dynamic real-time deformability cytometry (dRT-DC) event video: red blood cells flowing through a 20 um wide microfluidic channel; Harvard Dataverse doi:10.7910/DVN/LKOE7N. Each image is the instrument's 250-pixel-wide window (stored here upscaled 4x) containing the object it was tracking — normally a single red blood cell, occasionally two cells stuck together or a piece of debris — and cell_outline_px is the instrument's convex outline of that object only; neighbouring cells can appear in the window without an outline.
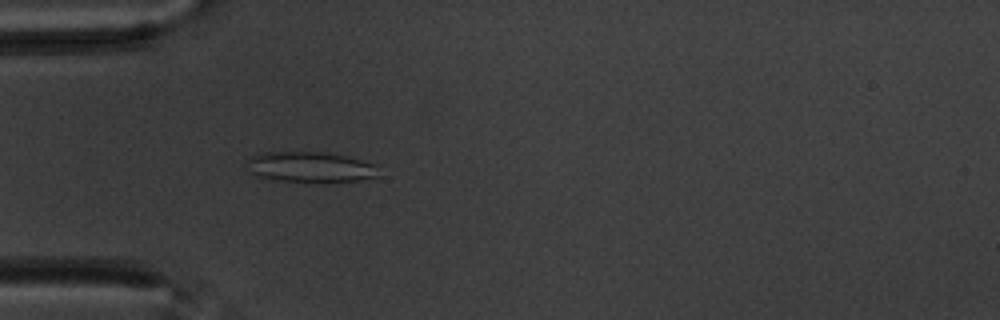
{"species": "common noctule bat (a hibernating species)", "species_latin": "Nyctalus noctula", "temperature_condition": "warm", "stored_images_in_passage": 44, "camera_frame_rate_fps": 3000, "um_per_image_px": 0.085, "animal": {"sex": "male", "body_mass_g": 20.1, "forearm_length_mm": 53.5}, "frame": {"image": 1, "passage_image": 4, "time_ms": 1.0, "image_size_px": [1000, 320], "cell_outline_px": [[380, 176], [360, 180], [272, 180], [256, 176], [244, 168], [244, 164], [248, 156], [264, 152], [324, 152], [344, 156], [380, 164]], "centroid_in_image_um": [26.34, 14.17], "position_along_channel_um": 58.7, "area_um2": 23.47}}
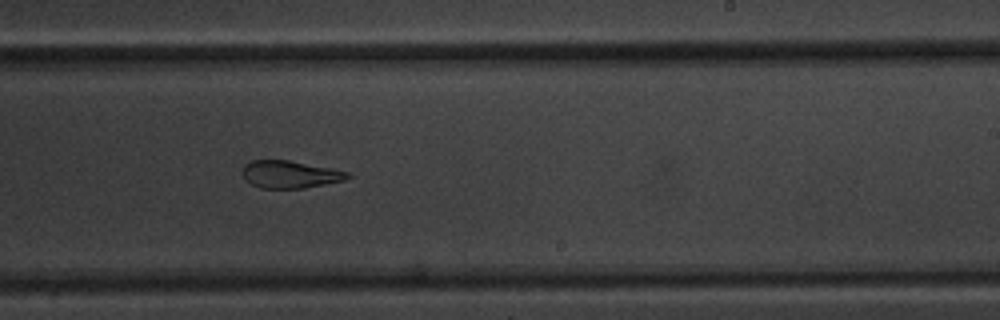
{"frame": {"image": 2, "passage_image": 22, "time_ms": 7.0, "image_size_px": [1000, 320], "cell_outline_px": [[352, 176], [344, 180], [304, 188], [260, 188], [244, 180], [240, 172], [244, 164], [252, 160], [288, 160], [332, 168], [348, 172]], "centroid_in_image_um": [24.6, 14.82], "position_along_channel_um": 264.4, "area_um2": 16.94}}
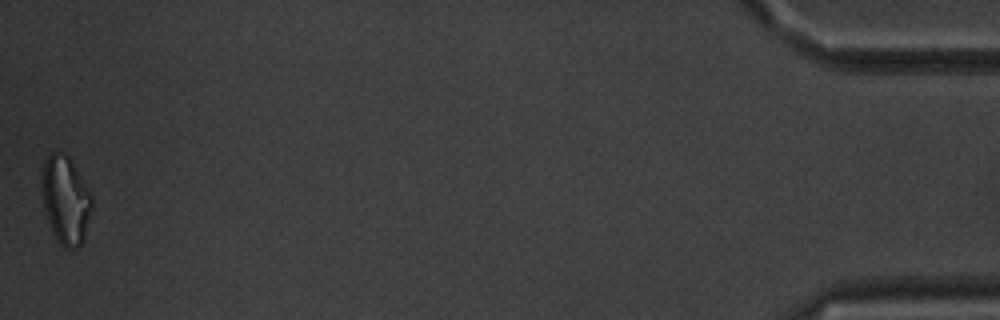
{"frame": {"image": 3, "passage_image": 44, "time_ms": 14.333, "image_size_px": [1000, 320], "cell_outline_px": [[92, 208], [84, 240], [80, 248], [64, 248], [56, 240], [52, 232], [44, 208], [44, 160], [52, 152], [56, 152], [68, 156], [92, 196]], "centroid_in_image_um": [5.62, 17.09], "position_along_channel_um": 429.6, "area_um2": 25.03}, "authors_computed_cell_mechanics": {"area_um2": 19.1029, "velocity_mm_per_s": 3.497, "shape_relaxation_time_tau1_ms": null, "shape_relaxation_time_tau2_ms": 3.1012, "deformation_change_tau1": null, "deformation_change_tau2": 0.1214}}